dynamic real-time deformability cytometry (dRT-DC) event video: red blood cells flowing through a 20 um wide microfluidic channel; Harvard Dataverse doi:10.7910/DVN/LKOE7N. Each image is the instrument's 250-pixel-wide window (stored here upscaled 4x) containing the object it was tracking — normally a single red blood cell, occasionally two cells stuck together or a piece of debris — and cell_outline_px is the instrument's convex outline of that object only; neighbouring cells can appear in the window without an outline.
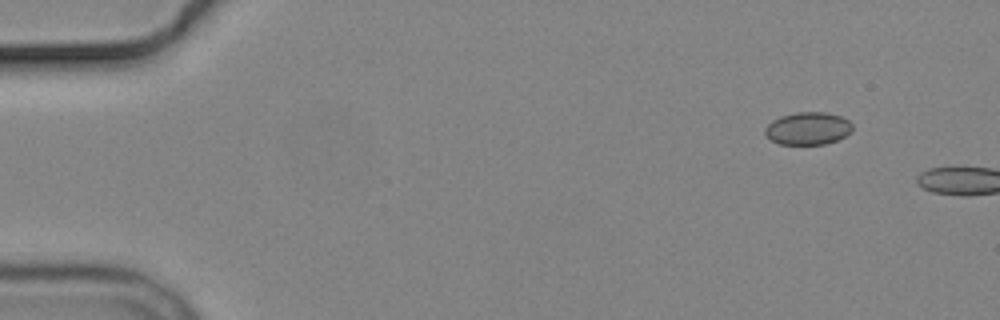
{"species": "common noctule bat (a hibernating species)", "species_latin": "Nyctalus noctula", "temperature_condition": "cold", "stored_images_in_passage": 2, "camera_frame_rate_fps": 3000, "um_per_image_px": 0.085, "animal": {"sex": "male", "body_mass_g": 19.2, "forearm_length_mm": 51.8}, "frame": {"image": 1, "passage_image": 1, "time_ms": 0.0, "image_size_px": [1000, 320], "cell_outline_px": [[852, 132], [836, 140], [824, 144], [780, 144], [764, 136], [764, 128], [772, 120], [780, 116], [796, 112], [828, 112], [840, 116], [848, 120], [852, 124]], "centroid_in_image_um": [68.65, 10.91], "position_along_channel_um": 16.4, "area_um2": 16.7}}